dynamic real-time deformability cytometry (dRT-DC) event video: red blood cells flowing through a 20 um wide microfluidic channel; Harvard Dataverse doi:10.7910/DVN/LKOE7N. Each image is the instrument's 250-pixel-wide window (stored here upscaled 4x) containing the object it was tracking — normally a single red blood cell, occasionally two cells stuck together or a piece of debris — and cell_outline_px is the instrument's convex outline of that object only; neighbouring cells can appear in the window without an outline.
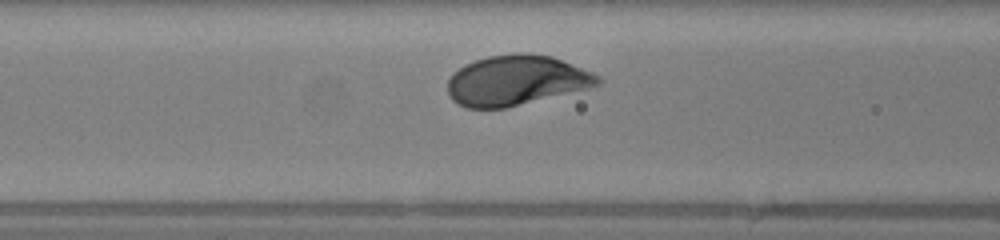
{"species": "human", "species_latin": "Homo sapiens", "temperature_condition": "warm", "stored_images_in_passage": 27, "camera_frame_rate_fps": 3000, "um_per_image_px": 0.085, "donor": {"sex": "female"}, "frame": {"image": 1, "passage_image": 8, "time_ms": 2.333, "image_size_px": [1000, 240], "cell_outline_px": [[604, 80], [600, 84], [588, 88], [504, 108], [468, 108], [452, 100], [448, 92], [448, 80], [464, 64], [488, 56], [520, 52], [528, 52], [552, 56], [592, 72], [600, 76]], "centroid_in_image_um": [43.9, 6.82], "position_along_channel_um": 122.7, "area_um2": 43.58}}
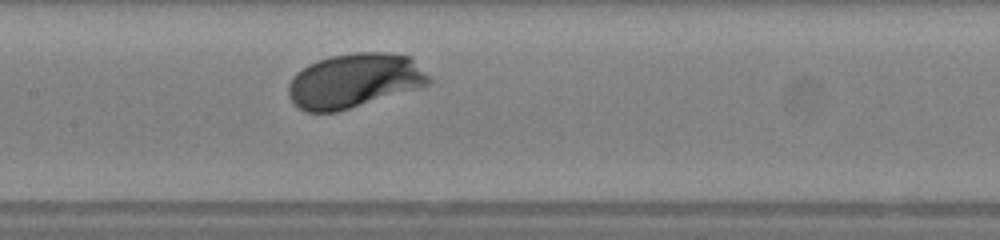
{"frame": {"image": 2, "passage_image": 12, "time_ms": 3.667, "image_size_px": [1000, 240], "cell_outline_px": [[432, 80], [428, 84], [420, 88], [336, 112], [304, 112], [288, 96], [288, 84], [292, 76], [296, 72], [308, 64], [316, 60], [332, 56], [352, 52], [384, 52], [412, 56]], "centroid_in_image_um": [30.11, 6.84], "position_along_channel_um": 177.3, "area_um2": 44.74}, "authors_computed_cell_mechanics": {"area_um2": 43.4078, "velocity_mm_per_s": 4.1011, "shape_relaxation_time_tau1_ms": 1.1839, "shape_relaxation_time_tau2_ms": null, "deformation_change_tau1": 0.1259, "deformation_change_tau2": null}}